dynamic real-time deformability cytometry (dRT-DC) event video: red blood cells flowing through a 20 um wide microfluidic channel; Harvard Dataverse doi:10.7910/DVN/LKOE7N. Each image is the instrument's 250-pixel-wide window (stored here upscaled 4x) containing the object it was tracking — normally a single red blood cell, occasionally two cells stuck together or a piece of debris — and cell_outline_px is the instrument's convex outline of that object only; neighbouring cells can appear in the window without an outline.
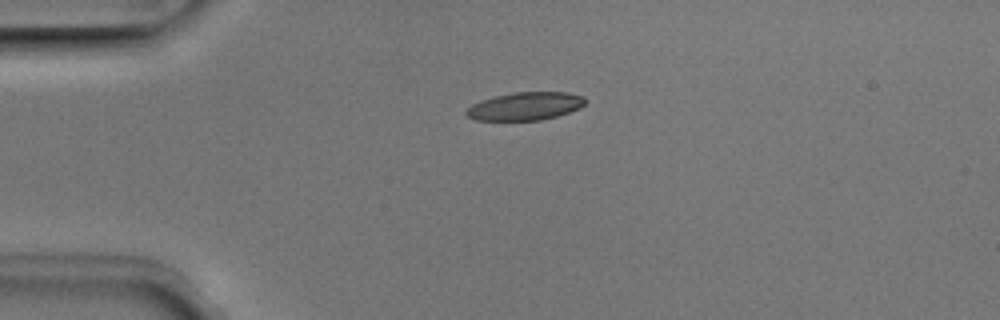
{"species": "Egyptian fruit bat (a non-hibernating species)", "species_latin": "Rousettus aegyptiacus", "temperature_condition": "room temperature", "stored_images_in_passage": 2, "camera_frame_rate_fps": 3000, "um_per_image_px": 0.085, "animal": {"sex": "male"}, "frame": {"image": 1, "passage_image": 1, "time_ms": 0.0, "image_size_px": [1000, 320], "cell_outline_px": [[584, 104], [580, 108], [556, 116], [540, 120], [476, 120], [468, 116], [464, 112], [472, 104], [480, 100], [496, 96], [516, 92], [568, 92], [584, 96]], "centroid_in_image_um": [44.64, 9.02], "position_along_channel_um": 40.4, "area_um2": 19.25}}